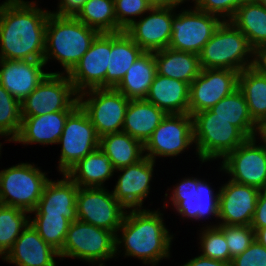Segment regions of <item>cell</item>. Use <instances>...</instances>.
Wrapping results in <instances>:
<instances>
[{
  "mask_svg": "<svg viewBox=\"0 0 266 266\" xmlns=\"http://www.w3.org/2000/svg\"><path fill=\"white\" fill-rule=\"evenodd\" d=\"M182 266H230V264L199 255Z\"/></svg>",
  "mask_w": 266,
  "mask_h": 266,
  "instance_id": "46",
  "label": "cell"
},
{
  "mask_svg": "<svg viewBox=\"0 0 266 266\" xmlns=\"http://www.w3.org/2000/svg\"><path fill=\"white\" fill-rule=\"evenodd\" d=\"M230 266H266V248L254 240L242 254L232 259Z\"/></svg>",
  "mask_w": 266,
  "mask_h": 266,
  "instance_id": "43",
  "label": "cell"
},
{
  "mask_svg": "<svg viewBox=\"0 0 266 266\" xmlns=\"http://www.w3.org/2000/svg\"><path fill=\"white\" fill-rule=\"evenodd\" d=\"M49 14L35 1L0 4V59L43 61Z\"/></svg>",
  "mask_w": 266,
  "mask_h": 266,
  "instance_id": "1",
  "label": "cell"
},
{
  "mask_svg": "<svg viewBox=\"0 0 266 266\" xmlns=\"http://www.w3.org/2000/svg\"><path fill=\"white\" fill-rule=\"evenodd\" d=\"M99 148L110 158L115 170L136 164L145 157L144 145L125 132L100 137Z\"/></svg>",
  "mask_w": 266,
  "mask_h": 266,
  "instance_id": "31",
  "label": "cell"
},
{
  "mask_svg": "<svg viewBox=\"0 0 266 266\" xmlns=\"http://www.w3.org/2000/svg\"><path fill=\"white\" fill-rule=\"evenodd\" d=\"M44 61L0 59V84L20 103L49 74Z\"/></svg>",
  "mask_w": 266,
  "mask_h": 266,
  "instance_id": "21",
  "label": "cell"
},
{
  "mask_svg": "<svg viewBox=\"0 0 266 266\" xmlns=\"http://www.w3.org/2000/svg\"><path fill=\"white\" fill-rule=\"evenodd\" d=\"M220 168L233 182L266 189V147L256 144V137L247 138L222 161Z\"/></svg>",
  "mask_w": 266,
  "mask_h": 266,
  "instance_id": "14",
  "label": "cell"
},
{
  "mask_svg": "<svg viewBox=\"0 0 266 266\" xmlns=\"http://www.w3.org/2000/svg\"><path fill=\"white\" fill-rule=\"evenodd\" d=\"M154 56L158 74L184 81L189 85L201 72L198 54L167 47L154 52Z\"/></svg>",
  "mask_w": 266,
  "mask_h": 266,
  "instance_id": "28",
  "label": "cell"
},
{
  "mask_svg": "<svg viewBox=\"0 0 266 266\" xmlns=\"http://www.w3.org/2000/svg\"><path fill=\"white\" fill-rule=\"evenodd\" d=\"M239 72L230 69H201L190 84L189 114L211 109L238 88Z\"/></svg>",
  "mask_w": 266,
  "mask_h": 266,
  "instance_id": "15",
  "label": "cell"
},
{
  "mask_svg": "<svg viewBox=\"0 0 266 266\" xmlns=\"http://www.w3.org/2000/svg\"><path fill=\"white\" fill-rule=\"evenodd\" d=\"M114 7L117 25L122 31L134 23V17L140 15L141 18L152 8L148 0H114Z\"/></svg>",
  "mask_w": 266,
  "mask_h": 266,
  "instance_id": "41",
  "label": "cell"
},
{
  "mask_svg": "<svg viewBox=\"0 0 266 266\" xmlns=\"http://www.w3.org/2000/svg\"><path fill=\"white\" fill-rule=\"evenodd\" d=\"M99 32L75 16H60L50 12L45 31L44 62L56 59L68 74L88 51Z\"/></svg>",
  "mask_w": 266,
  "mask_h": 266,
  "instance_id": "3",
  "label": "cell"
},
{
  "mask_svg": "<svg viewBox=\"0 0 266 266\" xmlns=\"http://www.w3.org/2000/svg\"><path fill=\"white\" fill-rule=\"evenodd\" d=\"M58 251L46 243L29 223L3 258L16 266H56Z\"/></svg>",
  "mask_w": 266,
  "mask_h": 266,
  "instance_id": "22",
  "label": "cell"
},
{
  "mask_svg": "<svg viewBox=\"0 0 266 266\" xmlns=\"http://www.w3.org/2000/svg\"><path fill=\"white\" fill-rule=\"evenodd\" d=\"M255 53L246 36L231 21H222L204 45L199 59L201 69H230L240 73L255 65Z\"/></svg>",
  "mask_w": 266,
  "mask_h": 266,
  "instance_id": "4",
  "label": "cell"
},
{
  "mask_svg": "<svg viewBox=\"0 0 266 266\" xmlns=\"http://www.w3.org/2000/svg\"><path fill=\"white\" fill-rule=\"evenodd\" d=\"M221 23L219 17L195 7L193 10H181L173 17L172 35L168 47L199 55Z\"/></svg>",
  "mask_w": 266,
  "mask_h": 266,
  "instance_id": "12",
  "label": "cell"
},
{
  "mask_svg": "<svg viewBox=\"0 0 266 266\" xmlns=\"http://www.w3.org/2000/svg\"><path fill=\"white\" fill-rule=\"evenodd\" d=\"M154 52H143L115 87L130 100L145 99L156 74Z\"/></svg>",
  "mask_w": 266,
  "mask_h": 266,
  "instance_id": "29",
  "label": "cell"
},
{
  "mask_svg": "<svg viewBox=\"0 0 266 266\" xmlns=\"http://www.w3.org/2000/svg\"><path fill=\"white\" fill-rule=\"evenodd\" d=\"M210 110L236 126L247 138L256 137L258 125L250 116L245 96L239 88L222 98Z\"/></svg>",
  "mask_w": 266,
  "mask_h": 266,
  "instance_id": "34",
  "label": "cell"
},
{
  "mask_svg": "<svg viewBox=\"0 0 266 266\" xmlns=\"http://www.w3.org/2000/svg\"><path fill=\"white\" fill-rule=\"evenodd\" d=\"M194 143L200 161L224 159L247 137L228 120L216 116L210 109L193 116Z\"/></svg>",
  "mask_w": 266,
  "mask_h": 266,
  "instance_id": "5",
  "label": "cell"
},
{
  "mask_svg": "<svg viewBox=\"0 0 266 266\" xmlns=\"http://www.w3.org/2000/svg\"><path fill=\"white\" fill-rule=\"evenodd\" d=\"M73 111H57L39 116H22L21 129L13 142L58 144L66 119Z\"/></svg>",
  "mask_w": 266,
  "mask_h": 266,
  "instance_id": "24",
  "label": "cell"
},
{
  "mask_svg": "<svg viewBox=\"0 0 266 266\" xmlns=\"http://www.w3.org/2000/svg\"><path fill=\"white\" fill-rule=\"evenodd\" d=\"M30 224L40 237L58 252L63 248L65 237L71 222L63 215L35 214Z\"/></svg>",
  "mask_w": 266,
  "mask_h": 266,
  "instance_id": "37",
  "label": "cell"
},
{
  "mask_svg": "<svg viewBox=\"0 0 266 266\" xmlns=\"http://www.w3.org/2000/svg\"><path fill=\"white\" fill-rule=\"evenodd\" d=\"M45 173L29 163H18L0 171V204L31 213L49 180Z\"/></svg>",
  "mask_w": 266,
  "mask_h": 266,
  "instance_id": "7",
  "label": "cell"
},
{
  "mask_svg": "<svg viewBox=\"0 0 266 266\" xmlns=\"http://www.w3.org/2000/svg\"><path fill=\"white\" fill-rule=\"evenodd\" d=\"M62 178L47 181L42 196L31 213L63 215L70 222L77 219L76 197L79 186L67 174H63Z\"/></svg>",
  "mask_w": 266,
  "mask_h": 266,
  "instance_id": "23",
  "label": "cell"
},
{
  "mask_svg": "<svg viewBox=\"0 0 266 266\" xmlns=\"http://www.w3.org/2000/svg\"><path fill=\"white\" fill-rule=\"evenodd\" d=\"M21 124V103L0 84V136H9V142L13 141L20 132Z\"/></svg>",
  "mask_w": 266,
  "mask_h": 266,
  "instance_id": "38",
  "label": "cell"
},
{
  "mask_svg": "<svg viewBox=\"0 0 266 266\" xmlns=\"http://www.w3.org/2000/svg\"><path fill=\"white\" fill-rule=\"evenodd\" d=\"M238 88L245 96L250 116L259 125L266 120V74L255 66L246 68L238 75Z\"/></svg>",
  "mask_w": 266,
  "mask_h": 266,
  "instance_id": "33",
  "label": "cell"
},
{
  "mask_svg": "<svg viewBox=\"0 0 266 266\" xmlns=\"http://www.w3.org/2000/svg\"><path fill=\"white\" fill-rule=\"evenodd\" d=\"M230 21L255 50L266 45V8L256 0L244 2Z\"/></svg>",
  "mask_w": 266,
  "mask_h": 266,
  "instance_id": "32",
  "label": "cell"
},
{
  "mask_svg": "<svg viewBox=\"0 0 266 266\" xmlns=\"http://www.w3.org/2000/svg\"><path fill=\"white\" fill-rule=\"evenodd\" d=\"M195 1V8L215 15L222 21H230L237 9L248 0H192ZM227 17V19H226Z\"/></svg>",
  "mask_w": 266,
  "mask_h": 266,
  "instance_id": "42",
  "label": "cell"
},
{
  "mask_svg": "<svg viewBox=\"0 0 266 266\" xmlns=\"http://www.w3.org/2000/svg\"><path fill=\"white\" fill-rule=\"evenodd\" d=\"M174 8L152 7L149 16L134 21L125 32L145 52H156L169 46Z\"/></svg>",
  "mask_w": 266,
  "mask_h": 266,
  "instance_id": "18",
  "label": "cell"
},
{
  "mask_svg": "<svg viewBox=\"0 0 266 266\" xmlns=\"http://www.w3.org/2000/svg\"><path fill=\"white\" fill-rule=\"evenodd\" d=\"M201 255L231 264L232 257L223 231L218 226H207L200 233Z\"/></svg>",
  "mask_w": 266,
  "mask_h": 266,
  "instance_id": "39",
  "label": "cell"
},
{
  "mask_svg": "<svg viewBox=\"0 0 266 266\" xmlns=\"http://www.w3.org/2000/svg\"><path fill=\"white\" fill-rule=\"evenodd\" d=\"M105 187H79L77 219L117 234L127 210ZM125 210V211H124Z\"/></svg>",
  "mask_w": 266,
  "mask_h": 266,
  "instance_id": "11",
  "label": "cell"
},
{
  "mask_svg": "<svg viewBox=\"0 0 266 266\" xmlns=\"http://www.w3.org/2000/svg\"><path fill=\"white\" fill-rule=\"evenodd\" d=\"M256 1L266 8V0H256Z\"/></svg>",
  "mask_w": 266,
  "mask_h": 266,
  "instance_id": "51",
  "label": "cell"
},
{
  "mask_svg": "<svg viewBox=\"0 0 266 266\" xmlns=\"http://www.w3.org/2000/svg\"><path fill=\"white\" fill-rule=\"evenodd\" d=\"M255 240L266 248V228H259L255 231Z\"/></svg>",
  "mask_w": 266,
  "mask_h": 266,
  "instance_id": "49",
  "label": "cell"
},
{
  "mask_svg": "<svg viewBox=\"0 0 266 266\" xmlns=\"http://www.w3.org/2000/svg\"><path fill=\"white\" fill-rule=\"evenodd\" d=\"M87 0H60L58 10L52 12L60 16H75Z\"/></svg>",
  "mask_w": 266,
  "mask_h": 266,
  "instance_id": "45",
  "label": "cell"
},
{
  "mask_svg": "<svg viewBox=\"0 0 266 266\" xmlns=\"http://www.w3.org/2000/svg\"><path fill=\"white\" fill-rule=\"evenodd\" d=\"M250 226L256 231L266 228V189L260 191Z\"/></svg>",
  "mask_w": 266,
  "mask_h": 266,
  "instance_id": "44",
  "label": "cell"
},
{
  "mask_svg": "<svg viewBox=\"0 0 266 266\" xmlns=\"http://www.w3.org/2000/svg\"><path fill=\"white\" fill-rule=\"evenodd\" d=\"M256 134L260 135V140L262 139L261 142L263 141L262 144L266 147V120L258 125Z\"/></svg>",
  "mask_w": 266,
  "mask_h": 266,
  "instance_id": "50",
  "label": "cell"
},
{
  "mask_svg": "<svg viewBox=\"0 0 266 266\" xmlns=\"http://www.w3.org/2000/svg\"><path fill=\"white\" fill-rule=\"evenodd\" d=\"M219 189V225H250L260 190L230 179Z\"/></svg>",
  "mask_w": 266,
  "mask_h": 266,
  "instance_id": "19",
  "label": "cell"
},
{
  "mask_svg": "<svg viewBox=\"0 0 266 266\" xmlns=\"http://www.w3.org/2000/svg\"><path fill=\"white\" fill-rule=\"evenodd\" d=\"M162 216L158 210L131 209L126 212L117 231L122 234L120 237L116 234V254L124 244L125 256L137 257L144 264L155 266L165 257L169 258L173 235L169 234Z\"/></svg>",
  "mask_w": 266,
  "mask_h": 266,
  "instance_id": "2",
  "label": "cell"
},
{
  "mask_svg": "<svg viewBox=\"0 0 266 266\" xmlns=\"http://www.w3.org/2000/svg\"><path fill=\"white\" fill-rule=\"evenodd\" d=\"M75 17L99 33L122 32L117 25L114 0H87Z\"/></svg>",
  "mask_w": 266,
  "mask_h": 266,
  "instance_id": "35",
  "label": "cell"
},
{
  "mask_svg": "<svg viewBox=\"0 0 266 266\" xmlns=\"http://www.w3.org/2000/svg\"><path fill=\"white\" fill-rule=\"evenodd\" d=\"M115 169L110 158L98 147L76 163L66 174L79 187H103Z\"/></svg>",
  "mask_w": 266,
  "mask_h": 266,
  "instance_id": "30",
  "label": "cell"
},
{
  "mask_svg": "<svg viewBox=\"0 0 266 266\" xmlns=\"http://www.w3.org/2000/svg\"><path fill=\"white\" fill-rule=\"evenodd\" d=\"M189 91L188 83L156 72L145 100L153 103L166 114H187L189 113Z\"/></svg>",
  "mask_w": 266,
  "mask_h": 266,
  "instance_id": "25",
  "label": "cell"
},
{
  "mask_svg": "<svg viewBox=\"0 0 266 266\" xmlns=\"http://www.w3.org/2000/svg\"><path fill=\"white\" fill-rule=\"evenodd\" d=\"M255 67L266 74V45L259 47L255 53Z\"/></svg>",
  "mask_w": 266,
  "mask_h": 266,
  "instance_id": "47",
  "label": "cell"
},
{
  "mask_svg": "<svg viewBox=\"0 0 266 266\" xmlns=\"http://www.w3.org/2000/svg\"><path fill=\"white\" fill-rule=\"evenodd\" d=\"M111 51V33H99L88 51L67 74L78 94L105 88V77Z\"/></svg>",
  "mask_w": 266,
  "mask_h": 266,
  "instance_id": "16",
  "label": "cell"
},
{
  "mask_svg": "<svg viewBox=\"0 0 266 266\" xmlns=\"http://www.w3.org/2000/svg\"><path fill=\"white\" fill-rule=\"evenodd\" d=\"M184 1L186 0H148L152 7H168L174 9H176L179 4H183Z\"/></svg>",
  "mask_w": 266,
  "mask_h": 266,
  "instance_id": "48",
  "label": "cell"
},
{
  "mask_svg": "<svg viewBox=\"0 0 266 266\" xmlns=\"http://www.w3.org/2000/svg\"><path fill=\"white\" fill-rule=\"evenodd\" d=\"M144 50L125 32L111 33V51L105 88H115Z\"/></svg>",
  "mask_w": 266,
  "mask_h": 266,
  "instance_id": "26",
  "label": "cell"
},
{
  "mask_svg": "<svg viewBox=\"0 0 266 266\" xmlns=\"http://www.w3.org/2000/svg\"><path fill=\"white\" fill-rule=\"evenodd\" d=\"M165 116L163 110L145 99L130 100L122 132L128 133L144 145Z\"/></svg>",
  "mask_w": 266,
  "mask_h": 266,
  "instance_id": "27",
  "label": "cell"
},
{
  "mask_svg": "<svg viewBox=\"0 0 266 266\" xmlns=\"http://www.w3.org/2000/svg\"><path fill=\"white\" fill-rule=\"evenodd\" d=\"M78 96L79 94L67 74L50 72L37 88L21 102V116L74 111L79 106Z\"/></svg>",
  "mask_w": 266,
  "mask_h": 266,
  "instance_id": "8",
  "label": "cell"
},
{
  "mask_svg": "<svg viewBox=\"0 0 266 266\" xmlns=\"http://www.w3.org/2000/svg\"><path fill=\"white\" fill-rule=\"evenodd\" d=\"M193 143V117L189 113L166 114L144 144V156L153 161H156V156L174 157Z\"/></svg>",
  "mask_w": 266,
  "mask_h": 266,
  "instance_id": "13",
  "label": "cell"
},
{
  "mask_svg": "<svg viewBox=\"0 0 266 266\" xmlns=\"http://www.w3.org/2000/svg\"><path fill=\"white\" fill-rule=\"evenodd\" d=\"M78 97L79 105L88 114L99 137L122 132L130 102L125 95L115 88H94L80 93Z\"/></svg>",
  "mask_w": 266,
  "mask_h": 266,
  "instance_id": "9",
  "label": "cell"
},
{
  "mask_svg": "<svg viewBox=\"0 0 266 266\" xmlns=\"http://www.w3.org/2000/svg\"><path fill=\"white\" fill-rule=\"evenodd\" d=\"M28 212L0 204V256L3 259L30 223Z\"/></svg>",
  "mask_w": 266,
  "mask_h": 266,
  "instance_id": "36",
  "label": "cell"
},
{
  "mask_svg": "<svg viewBox=\"0 0 266 266\" xmlns=\"http://www.w3.org/2000/svg\"><path fill=\"white\" fill-rule=\"evenodd\" d=\"M100 137L88 114L79 105L66 119L58 141L62 144L59 171L66 174L76 163L99 147Z\"/></svg>",
  "mask_w": 266,
  "mask_h": 266,
  "instance_id": "10",
  "label": "cell"
},
{
  "mask_svg": "<svg viewBox=\"0 0 266 266\" xmlns=\"http://www.w3.org/2000/svg\"><path fill=\"white\" fill-rule=\"evenodd\" d=\"M59 258L73 257L90 263L116 257V235L106 229L96 227L76 219L71 222L63 248L58 252Z\"/></svg>",
  "mask_w": 266,
  "mask_h": 266,
  "instance_id": "6",
  "label": "cell"
},
{
  "mask_svg": "<svg viewBox=\"0 0 266 266\" xmlns=\"http://www.w3.org/2000/svg\"><path fill=\"white\" fill-rule=\"evenodd\" d=\"M224 233L230 256L242 254L255 240V230L250 225H213Z\"/></svg>",
  "mask_w": 266,
  "mask_h": 266,
  "instance_id": "40",
  "label": "cell"
},
{
  "mask_svg": "<svg viewBox=\"0 0 266 266\" xmlns=\"http://www.w3.org/2000/svg\"><path fill=\"white\" fill-rule=\"evenodd\" d=\"M174 188L171 204L182 217L201 220L206 215H212L218 218L220 193L214 194L205 180L184 178Z\"/></svg>",
  "mask_w": 266,
  "mask_h": 266,
  "instance_id": "17",
  "label": "cell"
},
{
  "mask_svg": "<svg viewBox=\"0 0 266 266\" xmlns=\"http://www.w3.org/2000/svg\"><path fill=\"white\" fill-rule=\"evenodd\" d=\"M155 161L144 157L138 163L119 168L123 172L112 191L114 198L128 209H142L143 199L150 193Z\"/></svg>",
  "mask_w": 266,
  "mask_h": 266,
  "instance_id": "20",
  "label": "cell"
}]
</instances>
